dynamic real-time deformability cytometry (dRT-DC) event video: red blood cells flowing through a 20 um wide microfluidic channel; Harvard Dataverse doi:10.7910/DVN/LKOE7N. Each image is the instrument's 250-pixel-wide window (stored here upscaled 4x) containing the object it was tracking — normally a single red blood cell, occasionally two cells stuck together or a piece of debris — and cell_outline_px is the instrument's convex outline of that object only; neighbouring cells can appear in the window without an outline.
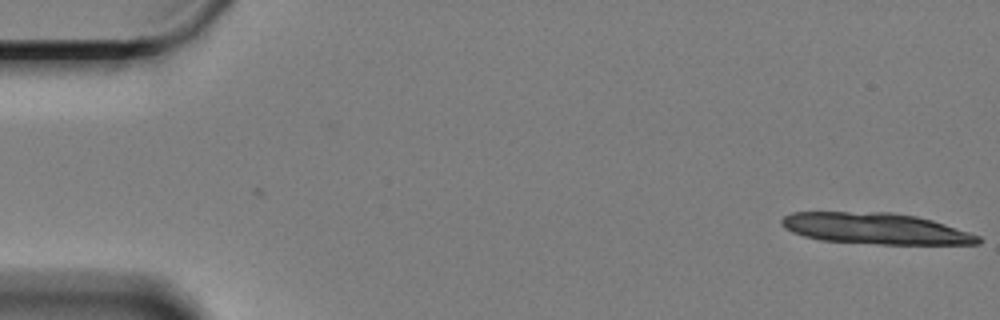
{"species": "Egyptian fruit bat (a non-hibernating species)", "species_latin": "Rousettus aegyptiacus", "temperature_condition": "cold", "stored_images_in_passage": 15, "camera_frame_rate_fps": 3000, "um_per_image_px": 0.085, "animal": {"sex": "female"}, "frame": {"image": 1, "passage_image": 1, "time_ms": 0.0, "image_size_px": [1000, 320], "cell_outline_px": [[984, 240], [980, 244], [880, 244], [820, 240], [804, 236], [792, 232], [784, 228], [780, 224], [780, 220], [784, 216], [792, 212], [888, 212], [916, 216], [932, 220], [980, 236]], "centroid_in_image_um": [74.4, 19.43], "position_along_channel_um": 10.6, "area_um2": 35.66}}